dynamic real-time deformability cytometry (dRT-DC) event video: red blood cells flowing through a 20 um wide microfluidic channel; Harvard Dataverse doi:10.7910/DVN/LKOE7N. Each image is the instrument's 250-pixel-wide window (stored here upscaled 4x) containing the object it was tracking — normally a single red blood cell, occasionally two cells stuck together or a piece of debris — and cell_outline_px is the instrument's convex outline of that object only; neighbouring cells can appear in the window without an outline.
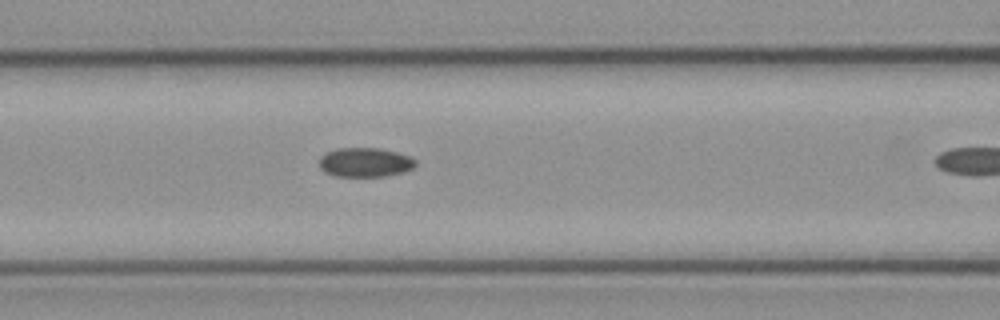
{"species": "common noctule bat (a hibernating species)", "species_latin": "Nyctalus noctula", "temperature_condition": "cold", "stored_images_in_passage": 11, "camera_frame_rate_fps": 3000, "um_per_image_px": 0.085, "animal": {"sex": "female", "body_mass_g": 21.9}, "frame": {"image": 1, "passage_image": 10, "time_ms": 3.0, "image_size_px": [1000, 320], "cell_outline_px": [[416, 164], [412, 168], [404, 172], [384, 176], [332, 176], [324, 172], [316, 164], [320, 156], [324, 152], [336, 148], [380, 148], [412, 156], [416, 160]], "centroid_in_image_um": [30.97, 13.79], "position_along_channel_um": 135.6, "area_um2": 16.82}}